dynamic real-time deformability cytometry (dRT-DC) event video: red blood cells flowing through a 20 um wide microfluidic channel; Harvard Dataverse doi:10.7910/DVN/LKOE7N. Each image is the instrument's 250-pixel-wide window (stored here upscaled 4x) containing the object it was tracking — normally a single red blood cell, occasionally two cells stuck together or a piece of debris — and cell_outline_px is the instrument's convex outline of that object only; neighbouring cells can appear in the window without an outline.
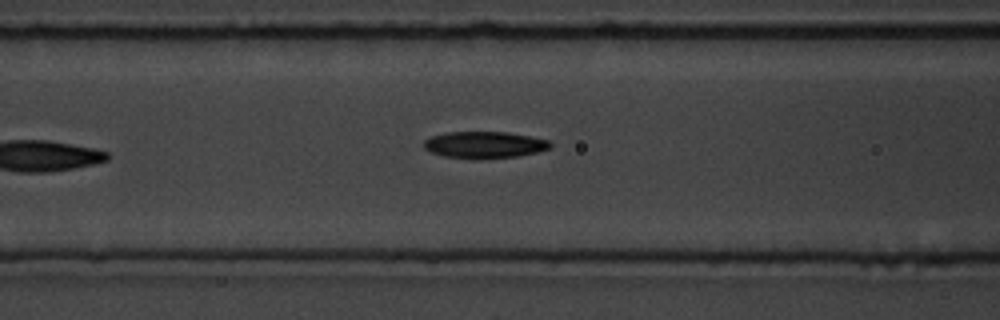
{"species": "common noctule bat (a hibernating species)", "species_latin": "Nyctalus noctula", "temperature_condition": "room temperature", "stored_images_in_passage": 7, "camera_frame_rate_fps": 3000, "um_per_image_px": 0.085, "animal": {"sex": "male", "body_mass_g": 19.5, "forearm_length_mm": 54.6}, "frame": {"image": 1, "passage_image": 7, "time_ms": 8.0, "image_size_px": [1000, 320], "cell_outline_px": [[552, 148], [536, 152], [516, 156], [444, 156], [432, 152], [424, 148], [424, 140], [432, 136], [448, 132], [508, 132], [548, 140], [552, 144]], "centroid_in_image_um": [41.2, 12.26], "position_along_channel_um": 125.4, "area_um2": 18.67}}